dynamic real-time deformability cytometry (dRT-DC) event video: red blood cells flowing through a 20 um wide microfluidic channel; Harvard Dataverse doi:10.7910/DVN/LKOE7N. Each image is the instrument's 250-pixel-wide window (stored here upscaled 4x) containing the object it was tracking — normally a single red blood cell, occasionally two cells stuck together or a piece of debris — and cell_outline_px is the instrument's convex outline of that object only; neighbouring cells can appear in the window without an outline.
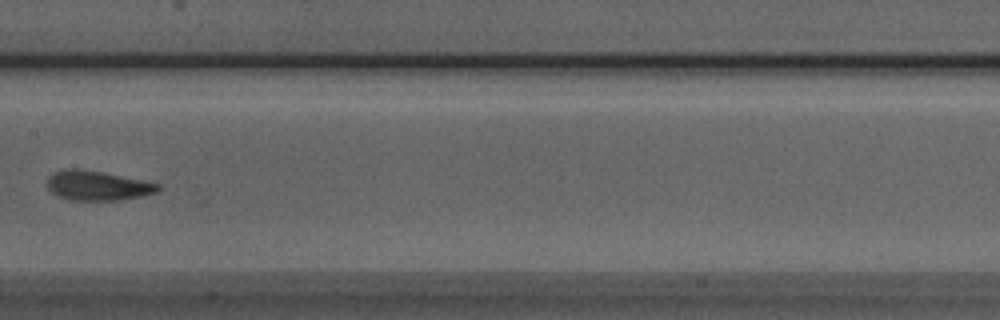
{"species": "Egyptian fruit bat (a non-hibernating species)", "species_latin": "Rousettus aegyptiacus", "temperature_condition": "room temperature", "stored_images_in_passage": 6, "camera_frame_rate_fps": 3000, "um_per_image_px": 0.085, "animal": {"sex": "male"}, "frame": {"image": 1, "passage_image": 6, "time_ms": 1.667, "image_size_px": [1000, 320], "cell_outline_px": [[160, 188], [156, 192], [140, 196], [120, 200], [68, 200], [52, 192], [44, 184], [48, 176], [52, 172], [68, 168], [76, 168], [100, 172], [160, 184]], "centroid_in_image_um": [8.2, 15.77], "position_along_channel_um": 199.2, "area_um2": 18.96}}